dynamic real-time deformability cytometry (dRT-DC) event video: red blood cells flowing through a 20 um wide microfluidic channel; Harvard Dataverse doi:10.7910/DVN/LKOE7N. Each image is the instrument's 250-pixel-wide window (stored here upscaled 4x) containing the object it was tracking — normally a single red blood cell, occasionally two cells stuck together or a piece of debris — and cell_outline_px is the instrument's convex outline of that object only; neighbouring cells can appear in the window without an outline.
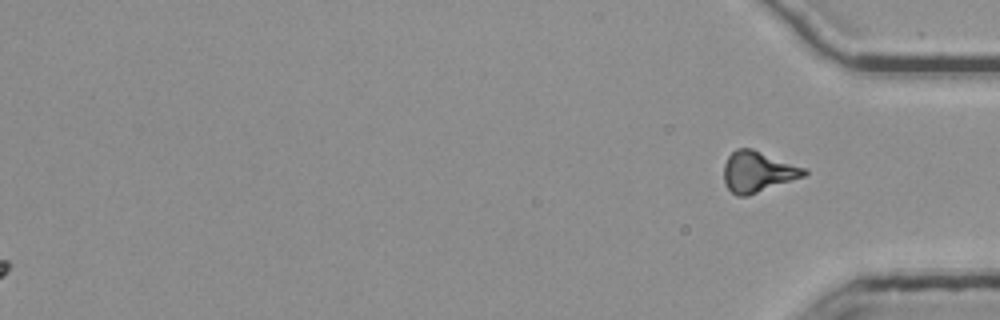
{"species": "common noctule bat (a hibernating species)", "species_latin": "Nyctalus noctula", "temperature_condition": "room temperature", "stored_images_in_passage": 54, "segment_of_instrument_passage": [2, 2], "camera_frame_rate_fps": 3000, "um_per_image_px": 0.085, "animal": {"sex": "female", "body_mass_g": 25.1}, "frame": {"image": 1, "passage_image": 54, "time_ms": 17.667, "image_size_px": [1000, 320], "cell_outline_px": [[808, 172], [804, 176], [748, 196], [736, 196], [728, 188], [724, 180], [724, 164], [728, 156], [736, 148], [752, 148], [808, 168]], "centroid_in_image_um": [64.43, 14.58], "position_along_channel_um": 370.8, "area_um2": 19.25}}